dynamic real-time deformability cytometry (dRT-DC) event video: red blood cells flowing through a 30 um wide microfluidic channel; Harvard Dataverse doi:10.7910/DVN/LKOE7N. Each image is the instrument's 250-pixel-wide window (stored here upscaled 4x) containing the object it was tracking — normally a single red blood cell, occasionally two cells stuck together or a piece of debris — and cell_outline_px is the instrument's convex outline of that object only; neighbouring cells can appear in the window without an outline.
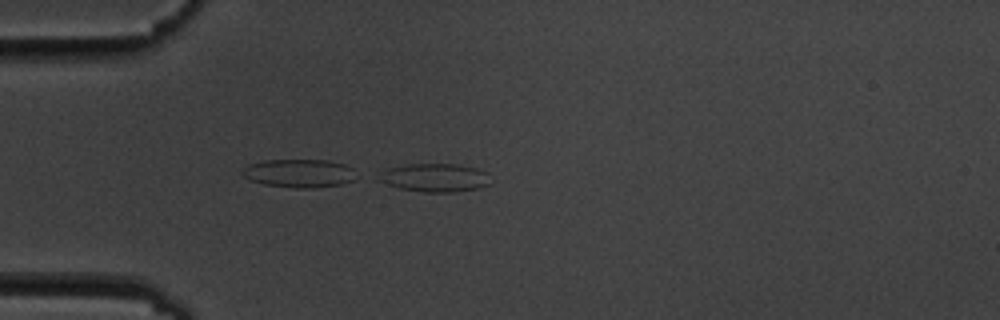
{"species": "common noctule bat (a hibernating species)", "species_latin": "Nyctalus noctula", "temperature_condition": "cold", "stored_images_in_passage": 6, "camera_frame_rate_fps": 3000, "um_per_image_px": 0.085, "animal": {"sex": "male", "body_mass_g": 19.5, "forearm_length_mm": 54.6}, "frame": {"image": 1, "passage_image": 4, "time_ms": 4.0, "image_size_px": [1000, 320], "cell_outline_px": [[488, 184], [480, 188], [452, 192], [424, 192], [400, 188], [376, 180], [380, 172], [384, 168], [408, 164], [456, 164], [476, 168], [488, 172]], "centroid_in_image_um": [36.92, 15.09], "position_along_channel_um": 48.1, "area_um2": 18.5}}
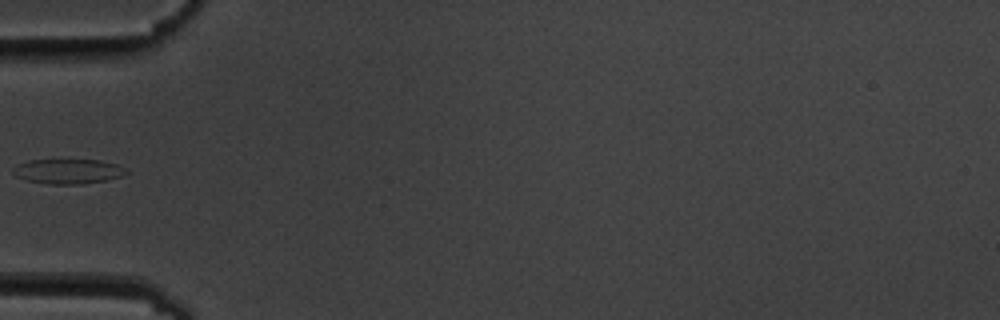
{"frame": {"image": 2, "passage_image": 5, "time_ms": 5.333, "image_size_px": [1000, 320], "cell_outline_px": [[128, 172], [120, 176], [108, 180], [80, 184], [48, 184], [24, 180], [16, 176], [12, 172], [12, 168], [16, 164], [28, 160], [100, 160], [116, 164], [124, 168]], "centroid_in_image_um": [5.72, 14.56], "position_along_channel_um": 79.3, "area_um2": 16.42}}
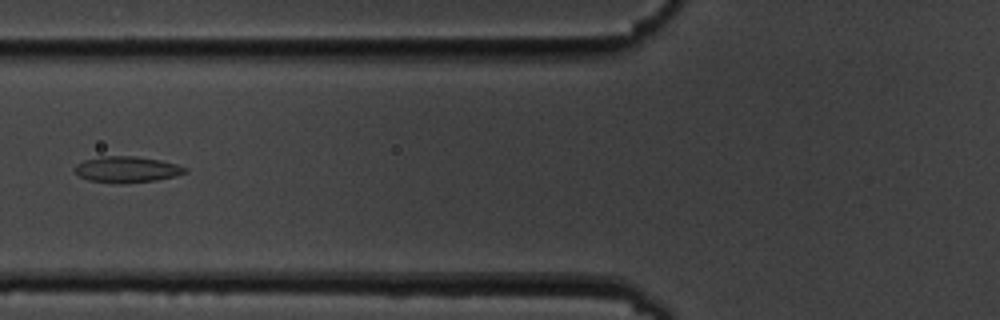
{"frame": {"image": 3, "passage_image": 6, "time_ms": 6.333, "image_size_px": [1000, 320], "cell_outline_px": [[188, 172], [176, 176], [156, 180], [120, 184], [116, 184], [88, 180], [80, 176], [72, 168], [76, 164], [84, 160], [100, 156], [136, 156], [160, 160], [176, 164], [188, 168]], "centroid_in_image_um": [10.78, 14.4], "position_along_channel_um": 115.0, "area_um2": 16.99}}